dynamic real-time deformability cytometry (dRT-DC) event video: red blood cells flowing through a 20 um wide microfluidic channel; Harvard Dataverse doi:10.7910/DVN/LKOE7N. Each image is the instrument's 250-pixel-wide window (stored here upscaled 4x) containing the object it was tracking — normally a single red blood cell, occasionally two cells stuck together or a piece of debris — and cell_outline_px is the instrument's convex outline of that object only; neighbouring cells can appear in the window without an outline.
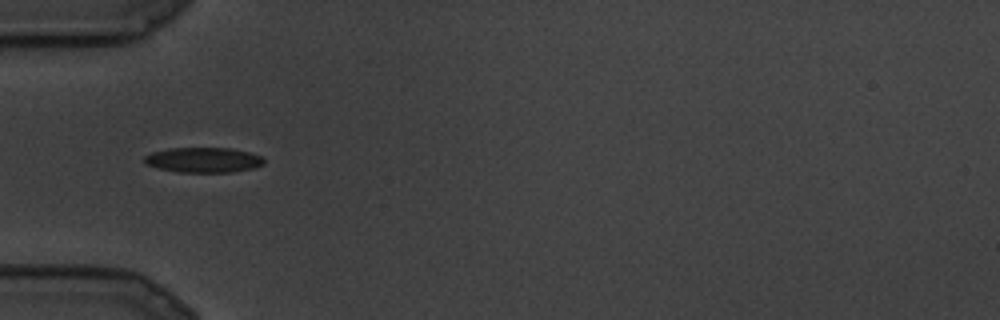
{"species": "common noctule bat (a hibernating species)", "species_latin": "Nyctalus noctula", "temperature_condition": "cold", "stored_images_in_passage": 18, "camera_frame_rate_fps": 3000, "um_per_image_px": 0.085, "animal": {"sex": "male", "body_mass_g": 19.5, "forearm_length_mm": 54.6}, "frame": {"image": 1, "passage_image": 1, "time_ms": 0.0, "image_size_px": [1000, 320], "cell_outline_px": [[264, 164], [256, 168], [232, 172], [176, 172], [156, 168], [144, 164], [144, 156], [152, 152], [168, 148], [232, 148], [248, 152], [260, 156], [264, 160]], "centroid_in_image_um": [17.26, 13.6], "position_along_channel_um": 67.7, "area_um2": 17.69}}
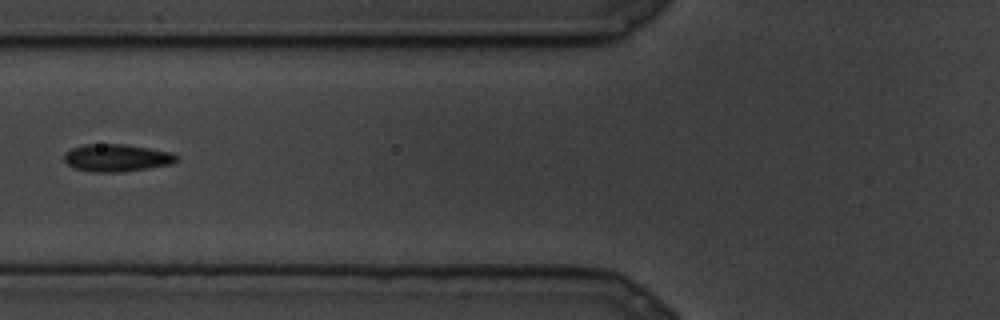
{"frame": {"image": 2, "passage_image": 3, "time_ms": 0.667, "image_size_px": [1000, 320], "cell_outline_px": [[176, 160], [172, 164], [124, 172], [92, 172], [76, 168], [68, 164], [64, 160], [64, 152], [72, 148], [84, 144], [124, 144], [172, 152], [176, 156]], "centroid_in_image_um": [9.9, 13.41], "position_along_channel_um": 115.9, "area_um2": 17.92}}
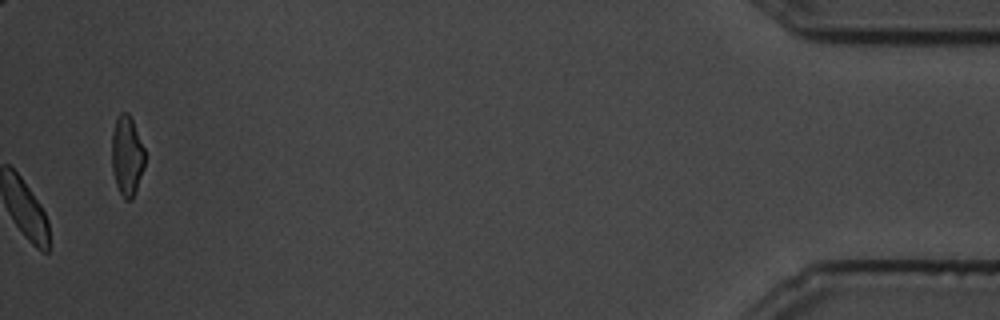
{"frame": {"image": 3, "passage_image": 18, "time_ms": 5.667, "image_size_px": [1000, 320], "cell_outline_px": [[144, 168], [132, 200], [124, 200], [116, 184], [112, 168], [112, 132], [116, 120], [120, 112], [128, 112], [132, 120], [144, 148]], "centroid_in_image_um": [10.78, 13.25], "position_along_channel_um": 424.4, "area_um2": 15.26}}